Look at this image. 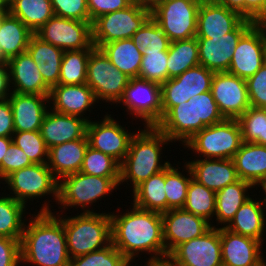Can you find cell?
Masks as SVG:
<instances>
[{
    "label": "cell",
    "instance_id": "1",
    "mask_svg": "<svg viewBox=\"0 0 266 266\" xmlns=\"http://www.w3.org/2000/svg\"><path fill=\"white\" fill-rule=\"evenodd\" d=\"M126 212H110L112 244L127 260L140 253L151 258L167 256L163 240V219L159 212L130 206Z\"/></svg>",
    "mask_w": 266,
    "mask_h": 266
},
{
    "label": "cell",
    "instance_id": "2",
    "mask_svg": "<svg viewBox=\"0 0 266 266\" xmlns=\"http://www.w3.org/2000/svg\"><path fill=\"white\" fill-rule=\"evenodd\" d=\"M50 202L44 201L40 211L25 223L21 239V263L36 266H68L66 234L63 222L51 210ZM50 205V206H49ZM31 219V220H30ZM25 262V263H24Z\"/></svg>",
    "mask_w": 266,
    "mask_h": 266
},
{
    "label": "cell",
    "instance_id": "3",
    "mask_svg": "<svg viewBox=\"0 0 266 266\" xmlns=\"http://www.w3.org/2000/svg\"><path fill=\"white\" fill-rule=\"evenodd\" d=\"M170 142L156 126L138 128L131 138L128 153L120 164L119 185L126 182L134 190L149 177L166 169L171 163H163L161 155L165 144L167 146Z\"/></svg>",
    "mask_w": 266,
    "mask_h": 266
},
{
    "label": "cell",
    "instance_id": "4",
    "mask_svg": "<svg viewBox=\"0 0 266 266\" xmlns=\"http://www.w3.org/2000/svg\"><path fill=\"white\" fill-rule=\"evenodd\" d=\"M211 91L193 96L189 101L172 107L156 125L171 141L185 145L206 126L223 121Z\"/></svg>",
    "mask_w": 266,
    "mask_h": 266
},
{
    "label": "cell",
    "instance_id": "5",
    "mask_svg": "<svg viewBox=\"0 0 266 266\" xmlns=\"http://www.w3.org/2000/svg\"><path fill=\"white\" fill-rule=\"evenodd\" d=\"M63 222L70 259L94 252L112 242L110 213H77L71 217L57 211ZM79 214V215H78Z\"/></svg>",
    "mask_w": 266,
    "mask_h": 266
},
{
    "label": "cell",
    "instance_id": "6",
    "mask_svg": "<svg viewBox=\"0 0 266 266\" xmlns=\"http://www.w3.org/2000/svg\"><path fill=\"white\" fill-rule=\"evenodd\" d=\"M119 182L120 178L98 177L81 172L67 175L58 181V208L64 209L60 210L61 214L70 207H80L81 213H96L90 207L119 189Z\"/></svg>",
    "mask_w": 266,
    "mask_h": 266
},
{
    "label": "cell",
    "instance_id": "7",
    "mask_svg": "<svg viewBox=\"0 0 266 266\" xmlns=\"http://www.w3.org/2000/svg\"><path fill=\"white\" fill-rule=\"evenodd\" d=\"M241 144L242 134L238 120L224 119L206 126L183 146L197 153L198 158L232 159Z\"/></svg>",
    "mask_w": 266,
    "mask_h": 266
},
{
    "label": "cell",
    "instance_id": "8",
    "mask_svg": "<svg viewBox=\"0 0 266 266\" xmlns=\"http://www.w3.org/2000/svg\"><path fill=\"white\" fill-rule=\"evenodd\" d=\"M151 17V10L134 1L126 8L99 16L92 22L95 48L115 40L131 38Z\"/></svg>",
    "mask_w": 266,
    "mask_h": 266
},
{
    "label": "cell",
    "instance_id": "9",
    "mask_svg": "<svg viewBox=\"0 0 266 266\" xmlns=\"http://www.w3.org/2000/svg\"><path fill=\"white\" fill-rule=\"evenodd\" d=\"M2 184H7L8 191L16 201L23 203L26 207L28 201L39 200V198L54 197L58 199V180L46 164H32L8 175Z\"/></svg>",
    "mask_w": 266,
    "mask_h": 266
},
{
    "label": "cell",
    "instance_id": "10",
    "mask_svg": "<svg viewBox=\"0 0 266 266\" xmlns=\"http://www.w3.org/2000/svg\"><path fill=\"white\" fill-rule=\"evenodd\" d=\"M129 81L130 77L118 70L99 48L90 52L86 84L92 89L98 102L117 106Z\"/></svg>",
    "mask_w": 266,
    "mask_h": 266
},
{
    "label": "cell",
    "instance_id": "11",
    "mask_svg": "<svg viewBox=\"0 0 266 266\" xmlns=\"http://www.w3.org/2000/svg\"><path fill=\"white\" fill-rule=\"evenodd\" d=\"M200 2L195 0H164L151 10V17L171 42L196 36Z\"/></svg>",
    "mask_w": 266,
    "mask_h": 266
},
{
    "label": "cell",
    "instance_id": "12",
    "mask_svg": "<svg viewBox=\"0 0 266 266\" xmlns=\"http://www.w3.org/2000/svg\"><path fill=\"white\" fill-rule=\"evenodd\" d=\"M118 104L125 106L132 119L141 118L144 127L156 126L162 119L161 86L138 77L130 78Z\"/></svg>",
    "mask_w": 266,
    "mask_h": 266
},
{
    "label": "cell",
    "instance_id": "13",
    "mask_svg": "<svg viewBox=\"0 0 266 266\" xmlns=\"http://www.w3.org/2000/svg\"><path fill=\"white\" fill-rule=\"evenodd\" d=\"M214 73L202 65H197L161 84L162 117L172 107L210 91Z\"/></svg>",
    "mask_w": 266,
    "mask_h": 266
},
{
    "label": "cell",
    "instance_id": "14",
    "mask_svg": "<svg viewBox=\"0 0 266 266\" xmlns=\"http://www.w3.org/2000/svg\"><path fill=\"white\" fill-rule=\"evenodd\" d=\"M42 41L63 51L95 48L92 42V23L53 16L36 33Z\"/></svg>",
    "mask_w": 266,
    "mask_h": 266
},
{
    "label": "cell",
    "instance_id": "15",
    "mask_svg": "<svg viewBox=\"0 0 266 266\" xmlns=\"http://www.w3.org/2000/svg\"><path fill=\"white\" fill-rule=\"evenodd\" d=\"M103 116L99 121L91 120L87 124L89 146L113 157L121 164L128 153L131 138L136 132L131 130L129 132L108 112Z\"/></svg>",
    "mask_w": 266,
    "mask_h": 266
},
{
    "label": "cell",
    "instance_id": "16",
    "mask_svg": "<svg viewBox=\"0 0 266 266\" xmlns=\"http://www.w3.org/2000/svg\"><path fill=\"white\" fill-rule=\"evenodd\" d=\"M255 24L244 19L232 32L212 38H197L199 65L213 72H228L240 38Z\"/></svg>",
    "mask_w": 266,
    "mask_h": 266
},
{
    "label": "cell",
    "instance_id": "17",
    "mask_svg": "<svg viewBox=\"0 0 266 266\" xmlns=\"http://www.w3.org/2000/svg\"><path fill=\"white\" fill-rule=\"evenodd\" d=\"M211 93L225 119H238L251 107L246 80L228 72H215Z\"/></svg>",
    "mask_w": 266,
    "mask_h": 266
},
{
    "label": "cell",
    "instance_id": "18",
    "mask_svg": "<svg viewBox=\"0 0 266 266\" xmlns=\"http://www.w3.org/2000/svg\"><path fill=\"white\" fill-rule=\"evenodd\" d=\"M163 219V240L166 253L170 255L180 244L201 237L212 226L206 219L183 208L170 209L161 213Z\"/></svg>",
    "mask_w": 266,
    "mask_h": 266
},
{
    "label": "cell",
    "instance_id": "19",
    "mask_svg": "<svg viewBox=\"0 0 266 266\" xmlns=\"http://www.w3.org/2000/svg\"><path fill=\"white\" fill-rule=\"evenodd\" d=\"M169 256L180 266H223L220 227L180 244Z\"/></svg>",
    "mask_w": 266,
    "mask_h": 266
},
{
    "label": "cell",
    "instance_id": "20",
    "mask_svg": "<svg viewBox=\"0 0 266 266\" xmlns=\"http://www.w3.org/2000/svg\"><path fill=\"white\" fill-rule=\"evenodd\" d=\"M266 62L265 42L261 29L254 24L234 49L228 73L247 79Z\"/></svg>",
    "mask_w": 266,
    "mask_h": 266
},
{
    "label": "cell",
    "instance_id": "21",
    "mask_svg": "<svg viewBox=\"0 0 266 266\" xmlns=\"http://www.w3.org/2000/svg\"><path fill=\"white\" fill-rule=\"evenodd\" d=\"M223 266H266L262 243L220 227Z\"/></svg>",
    "mask_w": 266,
    "mask_h": 266
},
{
    "label": "cell",
    "instance_id": "22",
    "mask_svg": "<svg viewBox=\"0 0 266 266\" xmlns=\"http://www.w3.org/2000/svg\"><path fill=\"white\" fill-rule=\"evenodd\" d=\"M96 103L100 102L97 101L94 92L86 83L56 85L50 89V109L62 114L82 117L88 122L93 119H89V116ZM87 111L90 112L88 116H86Z\"/></svg>",
    "mask_w": 266,
    "mask_h": 266
},
{
    "label": "cell",
    "instance_id": "23",
    "mask_svg": "<svg viewBox=\"0 0 266 266\" xmlns=\"http://www.w3.org/2000/svg\"><path fill=\"white\" fill-rule=\"evenodd\" d=\"M88 121L82 117L56 112L49 108L40 133L47 148L87 136Z\"/></svg>",
    "mask_w": 266,
    "mask_h": 266
},
{
    "label": "cell",
    "instance_id": "24",
    "mask_svg": "<svg viewBox=\"0 0 266 266\" xmlns=\"http://www.w3.org/2000/svg\"><path fill=\"white\" fill-rule=\"evenodd\" d=\"M8 99L12 108L15 132L40 131L44 116L50 107L49 96L12 92Z\"/></svg>",
    "mask_w": 266,
    "mask_h": 266
},
{
    "label": "cell",
    "instance_id": "25",
    "mask_svg": "<svg viewBox=\"0 0 266 266\" xmlns=\"http://www.w3.org/2000/svg\"><path fill=\"white\" fill-rule=\"evenodd\" d=\"M6 63L12 92L49 96L51 88L44 82L37 64L27 51Z\"/></svg>",
    "mask_w": 266,
    "mask_h": 266
},
{
    "label": "cell",
    "instance_id": "26",
    "mask_svg": "<svg viewBox=\"0 0 266 266\" xmlns=\"http://www.w3.org/2000/svg\"><path fill=\"white\" fill-rule=\"evenodd\" d=\"M245 18L217 3H201L196 38H212L232 32Z\"/></svg>",
    "mask_w": 266,
    "mask_h": 266
},
{
    "label": "cell",
    "instance_id": "27",
    "mask_svg": "<svg viewBox=\"0 0 266 266\" xmlns=\"http://www.w3.org/2000/svg\"><path fill=\"white\" fill-rule=\"evenodd\" d=\"M186 163L191 169L193 178L214 192L239 180L233 159L197 157Z\"/></svg>",
    "mask_w": 266,
    "mask_h": 266
},
{
    "label": "cell",
    "instance_id": "28",
    "mask_svg": "<svg viewBox=\"0 0 266 266\" xmlns=\"http://www.w3.org/2000/svg\"><path fill=\"white\" fill-rule=\"evenodd\" d=\"M88 146L86 136L49 148L47 165L58 181L67 175L80 172Z\"/></svg>",
    "mask_w": 266,
    "mask_h": 266
},
{
    "label": "cell",
    "instance_id": "29",
    "mask_svg": "<svg viewBox=\"0 0 266 266\" xmlns=\"http://www.w3.org/2000/svg\"><path fill=\"white\" fill-rule=\"evenodd\" d=\"M264 208L266 209L259 197L249 198L225 228L264 244V235H266L264 233L266 232V210Z\"/></svg>",
    "mask_w": 266,
    "mask_h": 266
},
{
    "label": "cell",
    "instance_id": "30",
    "mask_svg": "<svg viewBox=\"0 0 266 266\" xmlns=\"http://www.w3.org/2000/svg\"><path fill=\"white\" fill-rule=\"evenodd\" d=\"M34 33L10 12L0 19V59L7 62L27 51L29 40Z\"/></svg>",
    "mask_w": 266,
    "mask_h": 266
},
{
    "label": "cell",
    "instance_id": "31",
    "mask_svg": "<svg viewBox=\"0 0 266 266\" xmlns=\"http://www.w3.org/2000/svg\"><path fill=\"white\" fill-rule=\"evenodd\" d=\"M27 52L37 64L44 82L50 87L59 85L60 67L64 51L42 41L35 34L29 40Z\"/></svg>",
    "mask_w": 266,
    "mask_h": 266
},
{
    "label": "cell",
    "instance_id": "32",
    "mask_svg": "<svg viewBox=\"0 0 266 266\" xmlns=\"http://www.w3.org/2000/svg\"><path fill=\"white\" fill-rule=\"evenodd\" d=\"M239 179L253 185L266 174V146L252 142H242L233 156Z\"/></svg>",
    "mask_w": 266,
    "mask_h": 266
},
{
    "label": "cell",
    "instance_id": "33",
    "mask_svg": "<svg viewBox=\"0 0 266 266\" xmlns=\"http://www.w3.org/2000/svg\"><path fill=\"white\" fill-rule=\"evenodd\" d=\"M251 189L253 185L239 179L216 192L214 219L217 226L226 227L230 223L239 208L251 198L248 193Z\"/></svg>",
    "mask_w": 266,
    "mask_h": 266
},
{
    "label": "cell",
    "instance_id": "34",
    "mask_svg": "<svg viewBox=\"0 0 266 266\" xmlns=\"http://www.w3.org/2000/svg\"><path fill=\"white\" fill-rule=\"evenodd\" d=\"M99 49L122 73L130 78L139 76L142 53L131 38L111 41L101 45Z\"/></svg>",
    "mask_w": 266,
    "mask_h": 266
},
{
    "label": "cell",
    "instance_id": "35",
    "mask_svg": "<svg viewBox=\"0 0 266 266\" xmlns=\"http://www.w3.org/2000/svg\"><path fill=\"white\" fill-rule=\"evenodd\" d=\"M132 193V205L144 210L166 212L165 169L139 184Z\"/></svg>",
    "mask_w": 266,
    "mask_h": 266
},
{
    "label": "cell",
    "instance_id": "36",
    "mask_svg": "<svg viewBox=\"0 0 266 266\" xmlns=\"http://www.w3.org/2000/svg\"><path fill=\"white\" fill-rule=\"evenodd\" d=\"M9 12L33 33L54 16L50 0H9Z\"/></svg>",
    "mask_w": 266,
    "mask_h": 266
},
{
    "label": "cell",
    "instance_id": "37",
    "mask_svg": "<svg viewBox=\"0 0 266 266\" xmlns=\"http://www.w3.org/2000/svg\"><path fill=\"white\" fill-rule=\"evenodd\" d=\"M0 194V237H10L21 242L25 222L26 206L13 197ZM25 216V217H24Z\"/></svg>",
    "mask_w": 266,
    "mask_h": 266
},
{
    "label": "cell",
    "instance_id": "38",
    "mask_svg": "<svg viewBox=\"0 0 266 266\" xmlns=\"http://www.w3.org/2000/svg\"><path fill=\"white\" fill-rule=\"evenodd\" d=\"M197 65H199V47L196 37L170 43L167 60L168 79Z\"/></svg>",
    "mask_w": 266,
    "mask_h": 266
},
{
    "label": "cell",
    "instance_id": "39",
    "mask_svg": "<svg viewBox=\"0 0 266 266\" xmlns=\"http://www.w3.org/2000/svg\"><path fill=\"white\" fill-rule=\"evenodd\" d=\"M216 192L208 189L199 183L193 177L191 178L184 206L186 211L200 216L211 223V226L217 228L214 223ZM212 221V222H211Z\"/></svg>",
    "mask_w": 266,
    "mask_h": 266
},
{
    "label": "cell",
    "instance_id": "40",
    "mask_svg": "<svg viewBox=\"0 0 266 266\" xmlns=\"http://www.w3.org/2000/svg\"><path fill=\"white\" fill-rule=\"evenodd\" d=\"M179 161L177 168L170 164L165 169V193L167 198V211L175 208H182L186 201L187 188L191 180L192 172L186 162L182 167V172H187L186 176L180 172ZM187 170V171H186Z\"/></svg>",
    "mask_w": 266,
    "mask_h": 266
},
{
    "label": "cell",
    "instance_id": "41",
    "mask_svg": "<svg viewBox=\"0 0 266 266\" xmlns=\"http://www.w3.org/2000/svg\"><path fill=\"white\" fill-rule=\"evenodd\" d=\"M94 48L64 51L59 76V85H80L86 83L87 62Z\"/></svg>",
    "mask_w": 266,
    "mask_h": 266
},
{
    "label": "cell",
    "instance_id": "42",
    "mask_svg": "<svg viewBox=\"0 0 266 266\" xmlns=\"http://www.w3.org/2000/svg\"><path fill=\"white\" fill-rule=\"evenodd\" d=\"M242 142L266 146V108L250 107L238 119Z\"/></svg>",
    "mask_w": 266,
    "mask_h": 266
},
{
    "label": "cell",
    "instance_id": "43",
    "mask_svg": "<svg viewBox=\"0 0 266 266\" xmlns=\"http://www.w3.org/2000/svg\"><path fill=\"white\" fill-rule=\"evenodd\" d=\"M80 172L98 177L120 178V163L88 146Z\"/></svg>",
    "mask_w": 266,
    "mask_h": 266
},
{
    "label": "cell",
    "instance_id": "44",
    "mask_svg": "<svg viewBox=\"0 0 266 266\" xmlns=\"http://www.w3.org/2000/svg\"><path fill=\"white\" fill-rule=\"evenodd\" d=\"M167 60L168 50L145 49L138 78L163 84L168 80Z\"/></svg>",
    "mask_w": 266,
    "mask_h": 266
},
{
    "label": "cell",
    "instance_id": "45",
    "mask_svg": "<svg viewBox=\"0 0 266 266\" xmlns=\"http://www.w3.org/2000/svg\"><path fill=\"white\" fill-rule=\"evenodd\" d=\"M131 39L142 54L147 48L151 50H168L171 43L152 17L132 35Z\"/></svg>",
    "mask_w": 266,
    "mask_h": 266
},
{
    "label": "cell",
    "instance_id": "46",
    "mask_svg": "<svg viewBox=\"0 0 266 266\" xmlns=\"http://www.w3.org/2000/svg\"><path fill=\"white\" fill-rule=\"evenodd\" d=\"M12 142L21 148L33 164H46L48 151L40 131L14 132Z\"/></svg>",
    "mask_w": 266,
    "mask_h": 266
},
{
    "label": "cell",
    "instance_id": "47",
    "mask_svg": "<svg viewBox=\"0 0 266 266\" xmlns=\"http://www.w3.org/2000/svg\"><path fill=\"white\" fill-rule=\"evenodd\" d=\"M127 261L111 242L102 249L70 259L68 266H123Z\"/></svg>",
    "mask_w": 266,
    "mask_h": 266
},
{
    "label": "cell",
    "instance_id": "48",
    "mask_svg": "<svg viewBox=\"0 0 266 266\" xmlns=\"http://www.w3.org/2000/svg\"><path fill=\"white\" fill-rule=\"evenodd\" d=\"M55 16L90 22L87 0H50Z\"/></svg>",
    "mask_w": 266,
    "mask_h": 266
},
{
    "label": "cell",
    "instance_id": "49",
    "mask_svg": "<svg viewBox=\"0 0 266 266\" xmlns=\"http://www.w3.org/2000/svg\"><path fill=\"white\" fill-rule=\"evenodd\" d=\"M32 164L33 163L24 151L12 142L5 153V157L2 158V163L0 164V184L14 171L20 170Z\"/></svg>",
    "mask_w": 266,
    "mask_h": 266
},
{
    "label": "cell",
    "instance_id": "50",
    "mask_svg": "<svg viewBox=\"0 0 266 266\" xmlns=\"http://www.w3.org/2000/svg\"><path fill=\"white\" fill-rule=\"evenodd\" d=\"M250 105L266 108V62L251 77L246 79Z\"/></svg>",
    "mask_w": 266,
    "mask_h": 266
},
{
    "label": "cell",
    "instance_id": "51",
    "mask_svg": "<svg viewBox=\"0 0 266 266\" xmlns=\"http://www.w3.org/2000/svg\"><path fill=\"white\" fill-rule=\"evenodd\" d=\"M21 265V242L10 237H0V266Z\"/></svg>",
    "mask_w": 266,
    "mask_h": 266
},
{
    "label": "cell",
    "instance_id": "52",
    "mask_svg": "<svg viewBox=\"0 0 266 266\" xmlns=\"http://www.w3.org/2000/svg\"><path fill=\"white\" fill-rule=\"evenodd\" d=\"M87 2L92 23L101 15L128 7L133 0H87Z\"/></svg>",
    "mask_w": 266,
    "mask_h": 266
},
{
    "label": "cell",
    "instance_id": "53",
    "mask_svg": "<svg viewBox=\"0 0 266 266\" xmlns=\"http://www.w3.org/2000/svg\"><path fill=\"white\" fill-rule=\"evenodd\" d=\"M13 113L9 99L0 100V137L12 138L14 134Z\"/></svg>",
    "mask_w": 266,
    "mask_h": 266
},
{
    "label": "cell",
    "instance_id": "54",
    "mask_svg": "<svg viewBox=\"0 0 266 266\" xmlns=\"http://www.w3.org/2000/svg\"><path fill=\"white\" fill-rule=\"evenodd\" d=\"M266 13V0H245V19L259 21Z\"/></svg>",
    "mask_w": 266,
    "mask_h": 266
},
{
    "label": "cell",
    "instance_id": "55",
    "mask_svg": "<svg viewBox=\"0 0 266 266\" xmlns=\"http://www.w3.org/2000/svg\"><path fill=\"white\" fill-rule=\"evenodd\" d=\"M12 90L10 87L9 69L6 62L0 63V100L8 99Z\"/></svg>",
    "mask_w": 266,
    "mask_h": 266
},
{
    "label": "cell",
    "instance_id": "56",
    "mask_svg": "<svg viewBox=\"0 0 266 266\" xmlns=\"http://www.w3.org/2000/svg\"><path fill=\"white\" fill-rule=\"evenodd\" d=\"M217 4L229 8L245 18V0H218Z\"/></svg>",
    "mask_w": 266,
    "mask_h": 266
},
{
    "label": "cell",
    "instance_id": "57",
    "mask_svg": "<svg viewBox=\"0 0 266 266\" xmlns=\"http://www.w3.org/2000/svg\"><path fill=\"white\" fill-rule=\"evenodd\" d=\"M148 266H173V259L169 255L159 258H148Z\"/></svg>",
    "mask_w": 266,
    "mask_h": 266
},
{
    "label": "cell",
    "instance_id": "58",
    "mask_svg": "<svg viewBox=\"0 0 266 266\" xmlns=\"http://www.w3.org/2000/svg\"><path fill=\"white\" fill-rule=\"evenodd\" d=\"M256 190L258 189V187H260V189H262V193H264L262 195V199L260 198L259 200L263 203V205L266 207V174L262 177H260L254 184H253V188ZM264 196V197H263Z\"/></svg>",
    "mask_w": 266,
    "mask_h": 266
},
{
    "label": "cell",
    "instance_id": "59",
    "mask_svg": "<svg viewBox=\"0 0 266 266\" xmlns=\"http://www.w3.org/2000/svg\"><path fill=\"white\" fill-rule=\"evenodd\" d=\"M12 143V138L0 137V164L2 163V158L5 157V153Z\"/></svg>",
    "mask_w": 266,
    "mask_h": 266
},
{
    "label": "cell",
    "instance_id": "60",
    "mask_svg": "<svg viewBox=\"0 0 266 266\" xmlns=\"http://www.w3.org/2000/svg\"><path fill=\"white\" fill-rule=\"evenodd\" d=\"M133 1L144 8L152 10L157 4L161 3L164 0H133Z\"/></svg>",
    "mask_w": 266,
    "mask_h": 266
},
{
    "label": "cell",
    "instance_id": "61",
    "mask_svg": "<svg viewBox=\"0 0 266 266\" xmlns=\"http://www.w3.org/2000/svg\"><path fill=\"white\" fill-rule=\"evenodd\" d=\"M0 12H9V0H0Z\"/></svg>",
    "mask_w": 266,
    "mask_h": 266
},
{
    "label": "cell",
    "instance_id": "62",
    "mask_svg": "<svg viewBox=\"0 0 266 266\" xmlns=\"http://www.w3.org/2000/svg\"><path fill=\"white\" fill-rule=\"evenodd\" d=\"M262 31L263 39L265 42V52H266V24H256Z\"/></svg>",
    "mask_w": 266,
    "mask_h": 266
},
{
    "label": "cell",
    "instance_id": "63",
    "mask_svg": "<svg viewBox=\"0 0 266 266\" xmlns=\"http://www.w3.org/2000/svg\"><path fill=\"white\" fill-rule=\"evenodd\" d=\"M136 263V261H131V260H128L127 261V266H133V265H131V264H133V263ZM143 263H146V264H144V266H148V261L146 260V262H143ZM138 264H135V266H137ZM143 264H141V266H142ZM139 266V265H138Z\"/></svg>",
    "mask_w": 266,
    "mask_h": 266
},
{
    "label": "cell",
    "instance_id": "64",
    "mask_svg": "<svg viewBox=\"0 0 266 266\" xmlns=\"http://www.w3.org/2000/svg\"><path fill=\"white\" fill-rule=\"evenodd\" d=\"M255 24H266V13L259 21L255 22Z\"/></svg>",
    "mask_w": 266,
    "mask_h": 266
},
{
    "label": "cell",
    "instance_id": "65",
    "mask_svg": "<svg viewBox=\"0 0 266 266\" xmlns=\"http://www.w3.org/2000/svg\"><path fill=\"white\" fill-rule=\"evenodd\" d=\"M200 3H217L218 0H199Z\"/></svg>",
    "mask_w": 266,
    "mask_h": 266
},
{
    "label": "cell",
    "instance_id": "66",
    "mask_svg": "<svg viewBox=\"0 0 266 266\" xmlns=\"http://www.w3.org/2000/svg\"><path fill=\"white\" fill-rule=\"evenodd\" d=\"M6 13H8V12H0V19H1L2 16H3L4 14H6Z\"/></svg>",
    "mask_w": 266,
    "mask_h": 266
},
{
    "label": "cell",
    "instance_id": "67",
    "mask_svg": "<svg viewBox=\"0 0 266 266\" xmlns=\"http://www.w3.org/2000/svg\"><path fill=\"white\" fill-rule=\"evenodd\" d=\"M173 266H180V265L176 264V263L174 262V260H173Z\"/></svg>",
    "mask_w": 266,
    "mask_h": 266
}]
</instances>
